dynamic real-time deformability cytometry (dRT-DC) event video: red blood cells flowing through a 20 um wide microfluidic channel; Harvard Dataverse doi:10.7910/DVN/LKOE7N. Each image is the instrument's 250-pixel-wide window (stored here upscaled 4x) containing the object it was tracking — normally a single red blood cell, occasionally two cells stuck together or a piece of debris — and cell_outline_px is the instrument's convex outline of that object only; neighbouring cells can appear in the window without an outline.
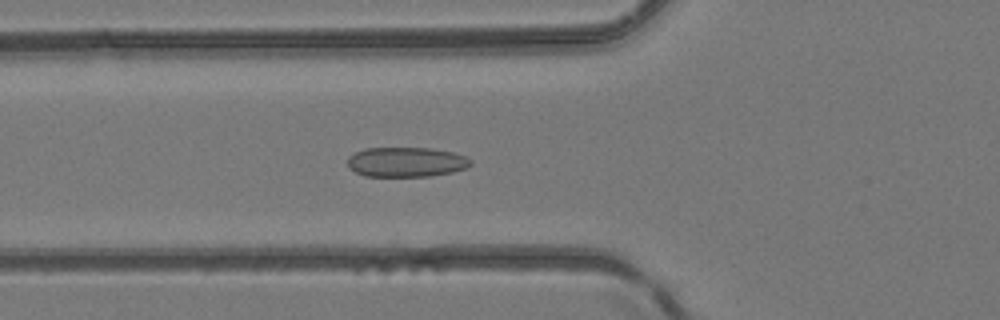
{"species": "common noctule bat (a hibernating species)", "species_latin": "Nyctalus noctula", "temperature_condition": "room temperature", "stored_images_in_passage": 49, "camera_frame_rate_fps": 3000, "um_per_image_px": 0.085, "animal": {"sex": "female", "body_mass_g": 24.6, "forearm_length_mm": 56.2}, "frame": {"image": 1, "passage_image": 19, "time_ms": 6.0, "image_size_px": [1000, 320], "cell_outline_px": [[472, 164], [464, 168], [452, 172], [428, 176], [364, 176], [348, 168], [348, 156], [364, 148], [432, 148], [452, 152], [464, 156], [472, 160]], "centroid_in_image_um": [34.5, 13.77], "position_along_channel_um": 91.3, "area_um2": 21.33}}
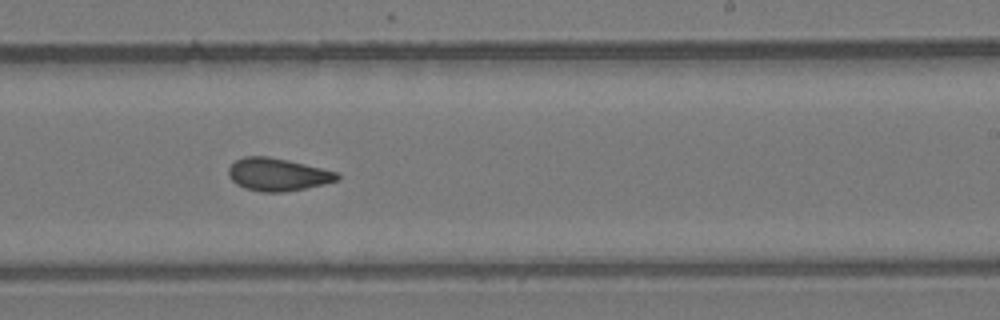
{"frame": {"image": 2, "passage_image": 31, "time_ms": 10.0, "image_size_px": [1000, 320], "cell_outline_px": [[340, 180], [324, 184], [284, 192], [260, 192], [244, 188], [236, 184], [228, 176], [228, 168], [236, 160], [244, 156], [268, 156], [288, 160], [336, 172], [340, 176]], "centroid_in_image_um": [23.57, 14.83], "position_along_channel_um": 265.4, "area_um2": 20.69}}
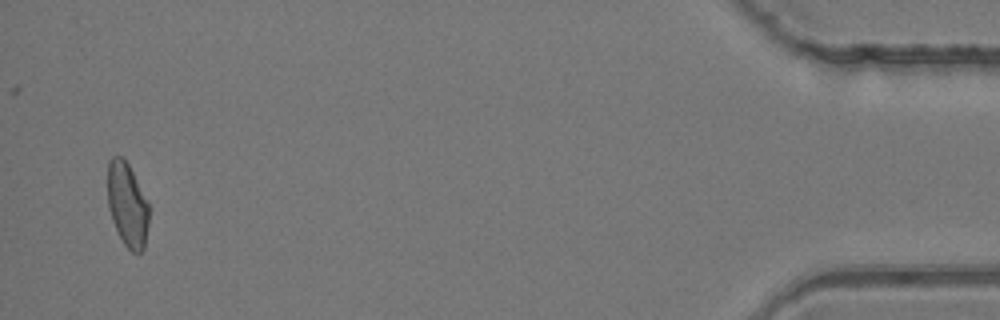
{"frame": {"image": 3, "passage_image": 48, "time_ms": 15.667, "image_size_px": [1000, 320], "cell_outline_px": [[148, 224], [144, 248], [140, 252], [132, 252], [124, 244], [112, 220], [108, 208], [108, 160], [112, 156], [124, 156], [148, 204]], "centroid_in_image_um": [10.8, 17.38], "position_along_channel_um": 424.4, "area_um2": 19.94}}